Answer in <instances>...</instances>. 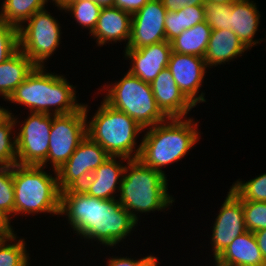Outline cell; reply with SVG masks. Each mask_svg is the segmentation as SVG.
<instances>
[{
	"instance_id": "ab89813d",
	"label": "cell",
	"mask_w": 266,
	"mask_h": 266,
	"mask_svg": "<svg viewBox=\"0 0 266 266\" xmlns=\"http://www.w3.org/2000/svg\"><path fill=\"white\" fill-rule=\"evenodd\" d=\"M101 7H113L115 0H93Z\"/></svg>"
},
{
	"instance_id": "8fae6325",
	"label": "cell",
	"mask_w": 266,
	"mask_h": 266,
	"mask_svg": "<svg viewBox=\"0 0 266 266\" xmlns=\"http://www.w3.org/2000/svg\"><path fill=\"white\" fill-rule=\"evenodd\" d=\"M110 157L101 145L86 136L66 163L57 170L60 191L80 188L91 174Z\"/></svg>"
},
{
	"instance_id": "7bdbcfd3",
	"label": "cell",
	"mask_w": 266,
	"mask_h": 266,
	"mask_svg": "<svg viewBox=\"0 0 266 266\" xmlns=\"http://www.w3.org/2000/svg\"><path fill=\"white\" fill-rule=\"evenodd\" d=\"M214 260H213V262H214V264H213V266H226L222 261H220L217 257H214L213 258Z\"/></svg>"
},
{
	"instance_id": "74e56055",
	"label": "cell",
	"mask_w": 266,
	"mask_h": 266,
	"mask_svg": "<svg viewBox=\"0 0 266 266\" xmlns=\"http://www.w3.org/2000/svg\"><path fill=\"white\" fill-rule=\"evenodd\" d=\"M12 218L0 209V238H7L17 234L11 225Z\"/></svg>"
},
{
	"instance_id": "8d00e7d4",
	"label": "cell",
	"mask_w": 266,
	"mask_h": 266,
	"mask_svg": "<svg viewBox=\"0 0 266 266\" xmlns=\"http://www.w3.org/2000/svg\"><path fill=\"white\" fill-rule=\"evenodd\" d=\"M167 11H178L186 6L204 5V0H161Z\"/></svg>"
},
{
	"instance_id": "4dcf8cb0",
	"label": "cell",
	"mask_w": 266,
	"mask_h": 266,
	"mask_svg": "<svg viewBox=\"0 0 266 266\" xmlns=\"http://www.w3.org/2000/svg\"><path fill=\"white\" fill-rule=\"evenodd\" d=\"M205 21L212 30L230 29L232 4L205 3Z\"/></svg>"
},
{
	"instance_id": "52a82bcc",
	"label": "cell",
	"mask_w": 266,
	"mask_h": 266,
	"mask_svg": "<svg viewBox=\"0 0 266 266\" xmlns=\"http://www.w3.org/2000/svg\"><path fill=\"white\" fill-rule=\"evenodd\" d=\"M106 91L102 99L114 109L125 112L142 129L153 127L167 117L161 112L151 90L150 83L127 71L119 81L107 83L99 91Z\"/></svg>"
},
{
	"instance_id": "44dd1931",
	"label": "cell",
	"mask_w": 266,
	"mask_h": 266,
	"mask_svg": "<svg viewBox=\"0 0 266 266\" xmlns=\"http://www.w3.org/2000/svg\"><path fill=\"white\" fill-rule=\"evenodd\" d=\"M226 266H266L253 232L246 231L217 257Z\"/></svg>"
},
{
	"instance_id": "ffe728a7",
	"label": "cell",
	"mask_w": 266,
	"mask_h": 266,
	"mask_svg": "<svg viewBox=\"0 0 266 266\" xmlns=\"http://www.w3.org/2000/svg\"><path fill=\"white\" fill-rule=\"evenodd\" d=\"M247 51L249 49L240 41L235 32L230 29L212 30L203 58L207 67L213 68L226 62L229 64Z\"/></svg>"
},
{
	"instance_id": "ac0fdd59",
	"label": "cell",
	"mask_w": 266,
	"mask_h": 266,
	"mask_svg": "<svg viewBox=\"0 0 266 266\" xmlns=\"http://www.w3.org/2000/svg\"><path fill=\"white\" fill-rule=\"evenodd\" d=\"M131 22L132 15L129 13L114 6L102 7L96 27L90 35L98 47L125 41L126 49L131 36Z\"/></svg>"
},
{
	"instance_id": "83f0119b",
	"label": "cell",
	"mask_w": 266,
	"mask_h": 266,
	"mask_svg": "<svg viewBox=\"0 0 266 266\" xmlns=\"http://www.w3.org/2000/svg\"><path fill=\"white\" fill-rule=\"evenodd\" d=\"M230 189L233 190L242 201L266 202V173L256 176L245 182L241 179L233 182Z\"/></svg>"
},
{
	"instance_id": "2e32d148",
	"label": "cell",
	"mask_w": 266,
	"mask_h": 266,
	"mask_svg": "<svg viewBox=\"0 0 266 266\" xmlns=\"http://www.w3.org/2000/svg\"><path fill=\"white\" fill-rule=\"evenodd\" d=\"M128 161L129 159L124 157L111 156L91 174L80 189L98 199H117L124 168Z\"/></svg>"
},
{
	"instance_id": "7402d4cb",
	"label": "cell",
	"mask_w": 266,
	"mask_h": 266,
	"mask_svg": "<svg viewBox=\"0 0 266 266\" xmlns=\"http://www.w3.org/2000/svg\"><path fill=\"white\" fill-rule=\"evenodd\" d=\"M35 67L20 49L0 64V95L4 101L8 100Z\"/></svg>"
},
{
	"instance_id": "4316f807",
	"label": "cell",
	"mask_w": 266,
	"mask_h": 266,
	"mask_svg": "<svg viewBox=\"0 0 266 266\" xmlns=\"http://www.w3.org/2000/svg\"><path fill=\"white\" fill-rule=\"evenodd\" d=\"M26 246L25 238L17 234L0 238V266H29L31 257Z\"/></svg>"
},
{
	"instance_id": "d6986e66",
	"label": "cell",
	"mask_w": 266,
	"mask_h": 266,
	"mask_svg": "<svg viewBox=\"0 0 266 266\" xmlns=\"http://www.w3.org/2000/svg\"><path fill=\"white\" fill-rule=\"evenodd\" d=\"M256 4L253 0H238L232 4L230 14V30L235 32L249 50L263 41V38H254L259 31L262 15Z\"/></svg>"
},
{
	"instance_id": "603a6c76",
	"label": "cell",
	"mask_w": 266,
	"mask_h": 266,
	"mask_svg": "<svg viewBox=\"0 0 266 266\" xmlns=\"http://www.w3.org/2000/svg\"><path fill=\"white\" fill-rule=\"evenodd\" d=\"M212 28L206 21L184 30L171 41L172 51L175 53L204 57Z\"/></svg>"
},
{
	"instance_id": "836d02e7",
	"label": "cell",
	"mask_w": 266,
	"mask_h": 266,
	"mask_svg": "<svg viewBox=\"0 0 266 266\" xmlns=\"http://www.w3.org/2000/svg\"><path fill=\"white\" fill-rule=\"evenodd\" d=\"M111 256L106 262L107 266H150L158 257L154 256L153 254L147 256H143V258H132L131 256Z\"/></svg>"
},
{
	"instance_id": "ee69618b",
	"label": "cell",
	"mask_w": 266,
	"mask_h": 266,
	"mask_svg": "<svg viewBox=\"0 0 266 266\" xmlns=\"http://www.w3.org/2000/svg\"><path fill=\"white\" fill-rule=\"evenodd\" d=\"M64 0H50V3H53V5L55 3H62Z\"/></svg>"
},
{
	"instance_id": "5b68a950",
	"label": "cell",
	"mask_w": 266,
	"mask_h": 266,
	"mask_svg": "<svg viewBox=\"0 0 266 266\" xmlns=\"http://www.w3.org/2000/svg\"><path fill=\"white\" fill-rule=\"evenodd\" d=\"M46 169L35 165H13L14 218L41 213L59 216L61 191L57 173L50 174Z\"/></svg>"
},
{
	"instance_id": "60d3db41",
	"label": "cell",
	"mask_w": 266,
	"mask_h": 266,
	"mask_svg": "<svg viewBox=\"0 0 266 266\" xmlns=\"http://www.w3.org/2000/svg\"><path fill=\"white\" fill-rule=\"evenodd\" d=\"M205 3H217L222 5L233 4L238 0H204Z\"/></svg>"
},
{
	"instance_id": "4fadbf2b",
	"label": "cell",
	"mask_w": 266,
	"mask_h": 266,
	"mask_svg": "<svg viewBox=\"0 0 266 266\" xmlns=\"http://www.w3.org/2000/svg\"><path fill=\"white\" fill-rule=\"evenodd\" d=\"M167 68L180 91L195 107L199 103L207 102L205 91L200 90L203 86L204 76L209 73L207 71L209 68H207L203 57L172 51Z\"/></svg>"
},
{
	"instance_id": "b9f144b4",
	"label": "cell",
	"mask_w": 266,
	"mask_h": 266,
	"mask_svg": "<svg viewBox=\"0 0 266 266\" xmlns=\"http://www.w3.org/2000/svg\"><path fill=\"white\" fill-rule=\"evenodd\" d=\"M7 115V109L4 106H0V120Z\"/></svg>"
},
{
	"instance_id": "f1b7e54d",
	"label": "cell",
	"mask_w": 266,
	"mask_h": 266,
	"mask_svg": "<svg viewBox=\"0 0 266 266\" xmlns=\"http://www.w3.org/2000/svg\"><path fill=\"white\" fill-rule=\"evenodd\" d=\"M13 166H0V209L14 218Z\"/></svg>"
},
{
	"instance_id": "484cf974",
	"label": "cell",
	"mask_w": 266,
	"mask_h": 266,
	"mask_svg": "<svg viewBox=\"0 0 266 266\" xmlns=\"http://www.w3.org/2000/svg\"><path fill=\"white\" fill-rule=\"evenodd\" d=\"M16 131L12 110L7 108V115L0 120V166L17 164Z\"/></svg>"
},
{
	"instance_id": "9a60e30c",
	"label": "cell",
	"mask_w": 266,
	"mask_h": 266,
	"mask_svg": "<svg viewBox=\"0 0 266 266\" xmlns=\"http://www.w3.org/2000/svg\"><path fill=\"white\" fill-rule=\"evenodd\" d=\"M171 52V42L162 41L139 49H124L123 55L131 63L128 72L151 83L168 66Z\"/></svg>"
},
{
	"instance_id": "ba28073f",
	"label": "cell",
	"mask_w": 266,
	"mask_h": 266,
	"mask_svg": "<svg viewBox=\"0 0 266 266\" xmlns=\"http://www.w3.org/2000/svg\"><path fill=\"white\" fill-rule=\"evenodd\" d=\"M60 25L47 8L35 12L18 28L19 49L36 66L46 67L61 44Z\"/></svg>"
},
{
	"instance_id": "7c38bea8",
	"label": "cell",
	"mask_w": 266,
	"mask_h": 266,
	"mask_svg": "<svg viewBox=\"0 0 266 266\" xmlns=\"http://www.w3.org/2000/svg\"><path fill=\"white\" fill-rule=\"evenodd\" d=\"M212 226V257H218L239 235L247 231L242 199L231 189L220 206Z\"/></svg>"
},
{
	"instance_id": "5bb4252c",
	"label": "cell",
	"mask_w": 266,
	"mask_h": 266,
	"mask_svg": "<svg viewBox=\"0 0 266 266\" xmlns=\"http://www.w3.org/2000/svg\"><path fill=\"white\" fill-rule=\"evenodd\" d=\"M167 10L161 0H150L132 15L131 36L126 49L141 47L166 41L165 17Z\"/></svg>"
},
{
	"instance_id": "277c9868",
	"label": "cell",
	"mask_w": 266,
	"mask_h": 266,
	"mask_svg": "<svg viewBox=\"0 0 266 266\" xmlns=\"http://www.w3.org/2000/svg\"><path fill=\"white\" fill-rule=\"evenodd\" d=\"M168 181L164 174L145 166L139 159L129 160L117 199L138 223L141 213L166 212L173 206L175 198L169 194Z\"/></svg>"
},
{
	"instance_id": "e0dca14e",
	"label": "cell",
	"mask_w": 266,
	"mask_h": 266,
	"mask_svg": "<svg viewBox=\"0 0 266 266\" xmlns=\"http://www.w3.org/2000/svg\"><path fill=\"white\" fill-rule=\"evenodd\" d=\"M150 85L158 108L167 118H185L195 107L180 91L167 67Z\"/></svg>"
},
{
	"instance_id": "1f68e13d",
	"label": "cell",
	"mask_w": 266,
	"mask_h": 266,
	"mask_svg": "<svg viewBox=\"0 0 266 266\" xmlns=\"http://www.w3.org/2000/svg\"><path fill=\"white\" fill-rule=\"evenodd\" d=\"M18 49V27L0 20V64Z\"/></svg>"
},
{
	"instance_id": "8992f818",
	"label": "cell",
	"mask_w": 266,
	"mask_h": 266,
	"mask_svg": "<svg viewBox=\"0 0 266 266\" xmlns=\"http://www.w3.org/2000/svg\"><path fill=\"white\" fill-rule=\"evenodd\" d=\"M97 109L94 115H90L92 119L86 120L87 136L101 145L112 157L138 159L141 142L137 144V137L143 132L140 125L125 112L114 109L104 100Z\"/></svg>"
},
{
	"instance_id": "e575fe53",
	"label": "cell",
	"mask_w": 266,
	"mask_h": 266,
	"mask_svg": "<svg viewBox=\"0 0 266 266\" xmlns=\"http://www.w3.org/2000/svg\"><path fill=\"white\" fill-rule=\"evenodd\" d=\"M184 30H181V21L178 11H167L165 17L166 41L171 42L179 36Z\"/></svg>"
},
{
	"instance_id": "30bf717a",
	"label": "cell",
	"mask_w": 266,
	"mask_h": 266,
	"mask_svg": "<svg viewBox=\"0 0 266 266\" xmlns=\"http://www.w3.org/2000/svg\"><path fill=\"white\" fill-rule=\"evenodd\" d=\"M28 113L24 122L13 115L15 126H21L16 132L17 164L40 166L49 151L52 114Z\"/></svg>"
},
{
	"instance_id": "6da1fadb",
	"label": "cell",
	"mask_w": 266,
	"mask_h": 266,
	"mask_svg": "<svg viewBox=\"0 0 266 266\" xmlns=\"http://www.w3.org/2000/svg\"><path fill=\"white\" fill-rule=\"evenodd\" d=\"M60 216L66 217L71 231L80 239L112 249L138 226L118 199H98L80 188L61 192Z\"/></svg>"
},
{
	"instance_id": "f35d334b",
	"label": "cell",
	"mask_w": 266,
	"mask_h": 266,
	"mask_svg": "<svg viewBox=\"0 0 266 266\" xmlns=\"http://www.w3.org/2000/svg\"><path fill=\"white\" fill-rule=\"evenodd\" d=\"M254 235L256 237L264 262L266 263V228L255 231Z\"/></svg>"
},
{
	"instance_id": "d4e9b609",
	"label": "cell",
	"mask_w": 266,
	"mask_h": 266,
	"mask_svg": "<svg viewBox=\"0 0 266 266\" xmlns=\"http://www.w3.org/2000/svg\"><path fill=\"white\" fill-rule=\"evenodd\" d=\"M50 0H4L0 6V20L20 27L35 12L46 8Z\"/></svg>"
},
{
	"instance_id": "d590c367",
	"label": "cell",
	"mask_w": 266,
	"mask_h": 266,
	"mask_svg": "<svg viewBox=\"0 0 266 266\" xmlns=\"http://www.w3.org/2000/svg\"><path fill=\"white\" fill-rule=\"evenodd\" d=\"M149 1L150 0H115L114 7L133 15L143 8Z\"/></svg>"
},
{
	"instance_id": "7a4b0ae2",
	"label": "cell",
	"mask_w": 266,
	"mask_h": 266,
	"mask_svg": "<svg viewBox=\"0 0 266 266\" xmlns=\"http://www.w3.org/2000/svg\"><path fill=\"white\" fill-rule=\"evenodd\" d=\"M193 116L167 118L153 127L143 129L141 151L138 159L145 165L168 177L163 170L178 163L200 141L199 121ZM146 132V133H145ZM188 153V154H187Z\"/></svg>"
},
{
	"instance_id": "f546056e",
	"label": "cell",
	"mask_w": 266,
	"mask_h": 266,
	"mask_svg": "<svg viewBox=\"0 0 266 266\" xmlns=\"http://www.w3.org/2000/svg\"><path fill=\"white\" fill-rule=\"evenodd\" d=\"M247 231L255 232L266 228V202L242 201Z\"/></svg>"
},
{
	"instance_id": "3957f363",
	"label": "cell",
	"mask_w": 266,
	"mask_h": 266,
	"mask_svg": "<svg viewBox=\"0 0 266 266\" xmlns=\"http://www.w3.org/2000/svg\"><path fill=\"white\" fill-rule=\"evenodd\" d=\"M45 68L48 67L36 66L7 101L37 113L66 115L78 111L84 103L77 100L76 86L64 74Z\"/></svg>"
},
{
	"instance_id": "9c48e42d",
	"label": "cell",
	"mask_w": 266,
	"mask_h": 266,
	"mask_svg": "<svg viewBox=\"0 0 266 266\" xmlns=\"http://www.w3.org/2000/svg\"><path fill=\"white\" fill-rule=\"evenodd\" d=\"M88 106L83 104L78 111L70 114L52 115L49 151L46 160L40 166L48 168L50 164V172L55 174L66 163L87 136L86 120L90 109Z\"/></svg>"
},
{
	"instance_id": "cb8c5ba5",
	"label": "cell",
	"mask_w": 266,
	"mask_h": 266,
	"mask_svg": "<svg viewBox=\"0 0 266 266\" xmlns=\"http://www.w3.org/2000/svg\"><path fill=\"white\" fill-rule=\"evenodd\" d=\"M55 7L61 12H68L70 17L84 30H88L89 35L96 27L102 7L93 0H64L62 3H55Z\"/></svg>"
},
{
	"instance_id": "f6af8a7d",
	"label": "cell",
	"mask_w": 266,
	"mask_h": 266,
	"mask_svg": "<svg viewBox=\"0 0 266 266\" xmlns=\"http://www.w3.org/2000/svg\"><path fill=\"white\" fill-rule=\"evenodd\" d=\"M158 260L157 258L150 266H158L160 264Z\"/></svg>"
},
{
	"instance_id": "d6a6232c",
	"label": "cell",
	"mask_w": 266,
	"mask_h": 266,
	"mask_svg": "<svg viewBox=\"0 0 266 266\" xmlns=\"http://www.w3.org/2000/svg\"><path fill=\"white\" fill-rule=\"evenodd\" d=\"M178 15H180L181 30H186L205 21V7L204 5L186 6L178 10Z\"/></svg>"
}]
</instances>
